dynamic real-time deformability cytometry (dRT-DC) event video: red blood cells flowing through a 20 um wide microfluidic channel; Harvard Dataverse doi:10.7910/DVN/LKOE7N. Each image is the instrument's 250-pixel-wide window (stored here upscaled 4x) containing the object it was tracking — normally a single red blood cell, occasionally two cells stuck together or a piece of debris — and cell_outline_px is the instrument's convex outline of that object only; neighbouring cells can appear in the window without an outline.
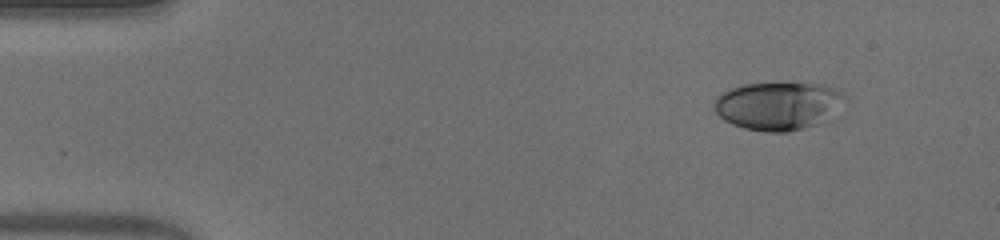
{"species": "human", "species_latin": "Homo sapiens", "temperature_condition": "warm", "stored_images_in_passage": 47, "camera_frame_rate_fps": 3000, "um_per_image_px": 0.085, "donor": {"sex": "male"}, "frame": {"image": 1, "passage_image": 1, "time_ms": 0.0, "image_size_px": [1000, 240], "cell_outline_px": [[848, 100], [832, 120], [828, 124], [788, 132], [764, 132], [744, 128], [732, 124], [724, 120], [716, 112], [716, 96], [732, 88], [744, 84], [824, 84], [840, 88], [848, 96]], "centroid_in_image_um": [66.34, 9.03], "position_along_channel_um": 18.7, "area_um2": 37.69}}
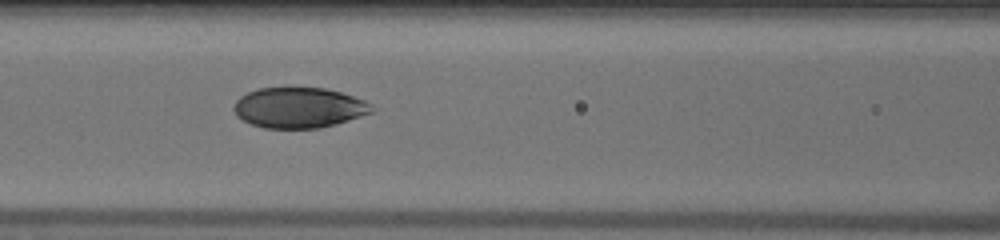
{"frame": {"image": 2, "passage_image": 18, "time_ms": 5.667, "image_size_px": [1000, 240], "cell_outline_px": [[376, 108], [372, 112], [336, 124], [320, 128], [264, 128], [252, 124], [236, 116], [232, 108], [236, 100], [240, 96], [248, 92], [260, 88], [284, 84], [324, 88], [340, 92], [364, 100], [372, 104]], "centroid_in_image_um": [25.38, 9.11], "position_along_channel_um": 141.2, "area_um2": 33.41}}
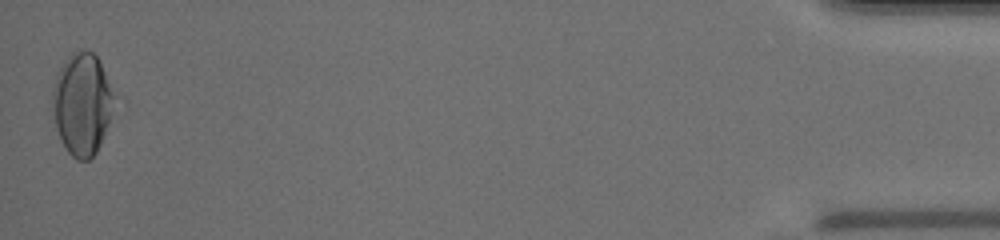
{"frame": {"image": 3, "passage_image": 47, "time_ms": 15.333, "image_size_px": [1000, 240], "cell_outline_px": [[112, 96], [108, 120], [100, 144], [96, 152], [88, 160], [76, 160], [68, 152], [60, 140], [56, 128], [52, 104], [52, 88], [56, 72], [68, 56], [72, 52], [92, 52], [96, 56], [104, 72], [112, 92]], "centroid_in_image_um": [6.9, 8.85], "position_along_channel_um": 428.3, "area_um2": 35.66}, "authors_computed_cell_mechanics": {"area_um2": 34.4488, "velocity_mm_per_s": 3.9265, "shape_relaxation_time_tau1_ms": 6.0313, "shape_relaxation_time_tau2_ms": 0.7649, "deformation_change_tau1": 0.2154, "deformation_change_tau2": 0.033}}